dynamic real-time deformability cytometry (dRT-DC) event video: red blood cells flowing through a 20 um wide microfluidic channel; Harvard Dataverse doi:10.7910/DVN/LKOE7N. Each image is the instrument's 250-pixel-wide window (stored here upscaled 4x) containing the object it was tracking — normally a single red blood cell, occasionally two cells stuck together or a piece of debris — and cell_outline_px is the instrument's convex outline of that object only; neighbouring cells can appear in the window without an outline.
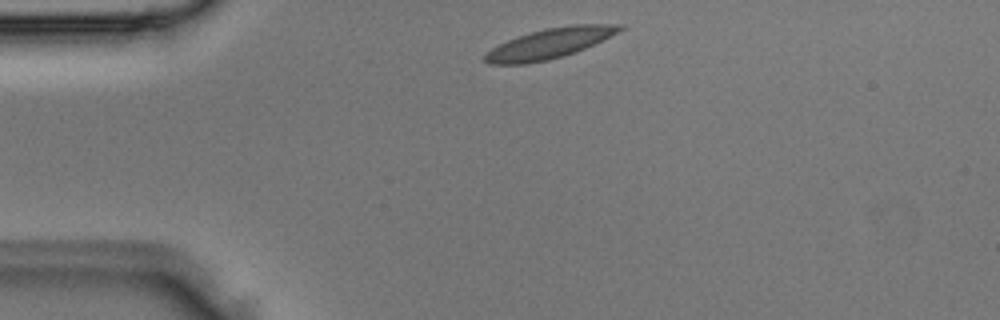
{"species": "Egyptian fruit bat (a non-hibernating species)", "species_latin": "Rousettus aegyptiacus", "temperature_condition": "room temperature", "stored_images_in_passage": 3, "camera_frame_rate_fps": 3000, "um_per_image_px": 0.085, "animal": {"sex": "male"}, "frame": {"image": 1, "passage_image": 2, "time_ms": 0.333, "image_size_px": [1000, 320], "cell_outline_px": [[624, 28], [576, 52], [564, 56], [548, 60], [524, 64], [488, 64], [484, 60], [484, 56], [492, 48], [508, 40], [532, 32], [548, 28], [572, 24], [624, 24]], "centroid_in_image_um": [46.7, 3.7], "position_along_channel_um": 38.3, "area_um2": 23.12}}